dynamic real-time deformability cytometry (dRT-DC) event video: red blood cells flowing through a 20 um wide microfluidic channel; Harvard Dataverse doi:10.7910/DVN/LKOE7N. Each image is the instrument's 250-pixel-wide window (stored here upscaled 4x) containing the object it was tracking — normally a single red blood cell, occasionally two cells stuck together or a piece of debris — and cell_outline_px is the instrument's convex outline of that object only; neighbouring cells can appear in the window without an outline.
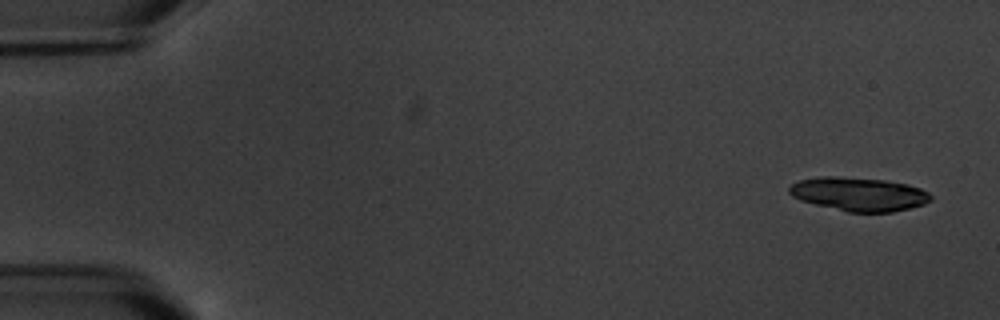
{"species": "common noctule bat (a hibernating species)", "species_latin": "Nyctalus noctula", "temperature_condition": "warm", "stored_images_in_passage": 4, "camera_frame_rate_fps": 3000, "um_per_image_px": 0.085, "animal": {"sex": "male", "body_mass_g": 20.1, "forearm_length_mm": 53.5}, "frame": {"image": 1, "passage_image": 1, "time_ms": 0.0, "image_size_px": [1000, 320], "cell_outline_px": [[932, 200], [924, 204], [892, 212], [848, 212], [800, 200], [792, 196], [788, 192], [788, 188], [792, 184], [800, 180], [820, 176], [836, 176], [884, 180], [908, 184], [920, 188], [928, 192], [932, 196]], "centroid_in_image_um": [73.01, 16.49], "position_along_channel_um": 12.0, "area_um2": 27.69}}
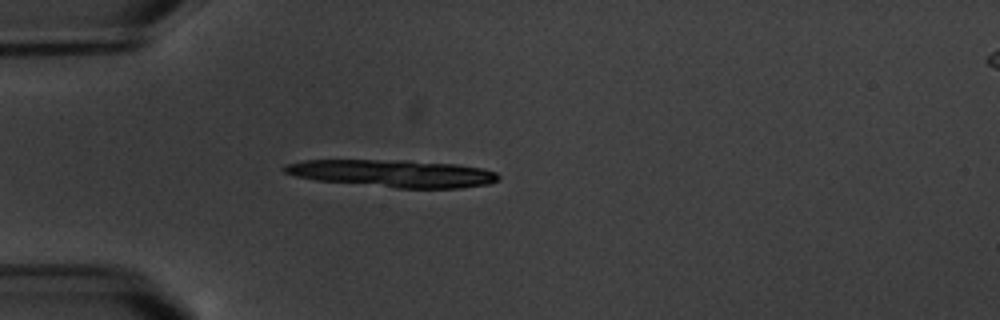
{"frame": {"image": 2, "passage_image": 4, "time_ms": 4.667, "image_size_px": [1000, 320], "cell_outline_px": [[500, 176], [496, 180], [488, 184], [460, 188], [396, 188], [316, 180], [296, 176], [284, 172], [280, 168], [284, 164], [304, 160], [408, 160], [456, 164], [480, 168], [496, 172]], "centroid_in_image_um": [33.35, 14.73], "position_along_channel_um": 51.7, "area_um2": 34.22}}